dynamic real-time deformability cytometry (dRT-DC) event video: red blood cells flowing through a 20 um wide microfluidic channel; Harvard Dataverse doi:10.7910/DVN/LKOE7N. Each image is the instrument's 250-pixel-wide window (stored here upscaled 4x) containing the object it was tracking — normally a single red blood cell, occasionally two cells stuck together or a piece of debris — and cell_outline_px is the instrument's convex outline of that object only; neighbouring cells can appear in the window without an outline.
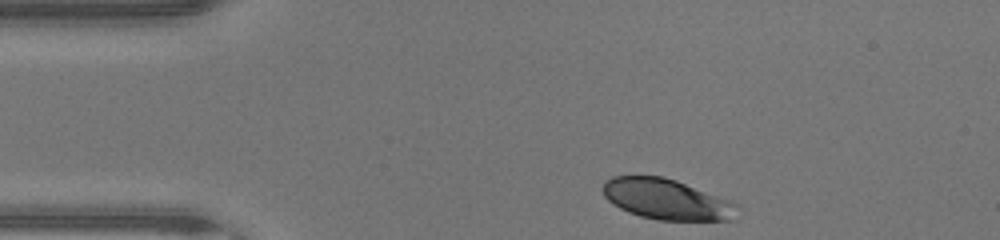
{"species": "human", "species_latin": "Homo sapiens", "temperature_condition": "warm", "stored_images_in_passage": 32, "camera_frame_rate_fps": 3000, "um_per_image_px": 0.085, "donor": {"sex": "male"}, "frame": {"image": 1, "passage_image": 1, "time_ms": 0.0, "image_size_px": [1000, 240], "cell_outline_px": [[740, 208], [728, 220], [660, 220], [640, 216], [628, 212], [620, 208], [608, 200], [604, 196], [604, 180], [612, 176], [664, 176], [676, 180], [732, 200], [740, 204]], "centroid_in_image_um": [56.69, 16.93], "position_along_channel_um": 28.3, "area_um2": 31.85}}
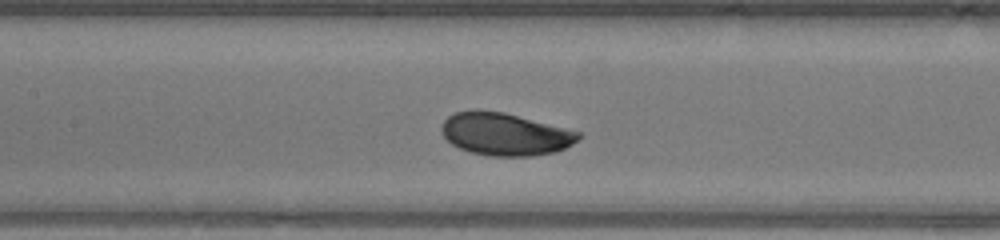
{"frame": {"image": 2, "passage_image": 14, "time_ms": 4.333, "image_size_px": [1000, 240], "cell_outline_px": [[584, 136], [572, 144], [556, 152], [532, 156], [492, 156], [472, 152], [460, 148], [452, 144], [440, 132], [440, 128], [444, 120], [448, 116], [456, 112], [472, 108], [504, 112], [580, 132]], "centroid_in_image_um": [42.91, 11.39], "position_along_channel_um": 164.5, "area_um2": 34.1}}
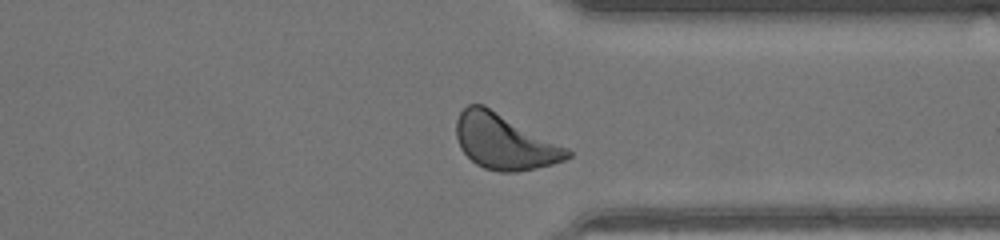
{"frame": {"image": 3, "passage_image": 28, "time_ms": 9.0, "image_size_px": [1000, 240], "cell_outline_px": [[572, 156], [564, 160], [552, 164], [536, 168], [516, 172], [500, 172], [484, 168], [476, 164], [460, 148], [456, 136], [456, 120], [460, 112], [468, 104], [484, 104], [568, 148], [572, 152]], "centroid_in_image_um": [42.87, 12.04], "position_along_channel_um": 368.5, "area_um2": 35.78}, "authors_computed_cell_mechanics": {"area_um2": 33.8419, "velocity_mm_per_s": 4.4309, "shape_relaxation_time_tau1_ms": 1.3513, "shape_relaxation_time_tau2_ms": null, "deformation_change_tau1": 0.1003, "deformation_change_tau2": null}}